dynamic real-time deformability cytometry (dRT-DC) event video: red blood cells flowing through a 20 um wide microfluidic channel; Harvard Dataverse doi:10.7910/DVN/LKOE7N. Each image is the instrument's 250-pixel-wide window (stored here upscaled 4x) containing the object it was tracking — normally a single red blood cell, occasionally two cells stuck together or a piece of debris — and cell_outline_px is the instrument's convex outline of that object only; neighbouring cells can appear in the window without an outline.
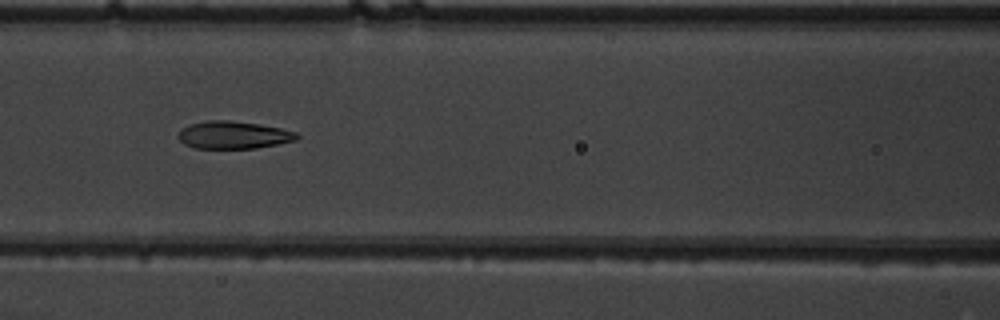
{"species": "common noctule bat (a hibernating species)", "species_latin": "Nyctalus noctula", "temperature_condition": "warm", "stored_images_in_passage": 9, "camera_frame_rate_fps": 3000, "um_per_image_px": 0.085, "animal": {"sex": "male", "body_mass_g": 19.5, "forearm_length_mm": 54.6}, "frame": {"image": 1, "passage_image": 7, "time_ms": 2.0, "image_size_px": [1000, 320], "cell_outline_px": [[300, 136], [296, 140], [256, 148], [192, 148], [184, 144], [176, 136], [180, 128], [188, 124], [208, 120], [228, 120], [260, 124], [280, 128], [296, 132]], "centroid_in_image_um": [19.79, 11.47], "position_along_channel_um": 146.8, "area_um2": 19.19}}
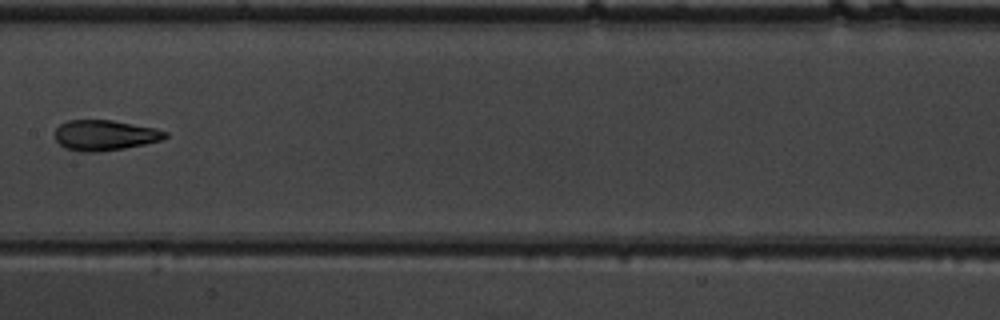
{"frame": {"image": 2, "passage_image": 8, "time_ms": 2.333, "image_size_px": [1000, 320], "cell_outline_px": [[168, 136], [160, 140], [144, 144], [124, 148], [96, 152], [80, 152], [64, 148], [56, 140], [56, 128], [60, 124], [68, 120], [112, 120], [156, 128], [168, 132]], "centroid_in_image_um": [8.9, 11.49], "position_along_channel_um": 198.5, "area_um2": 19.54}}
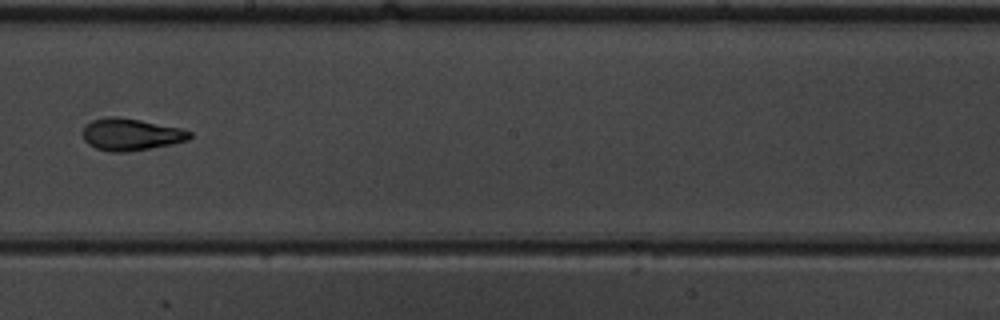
{"frame": {"image": 3, "passage_image": 9, "time_ms": 2.667, "image_size_px": [1000, 320], "cell_outline_px": [[192, 136], [188, 140], [172, 144], [128, 152], [108, 152], [96, 148], [88, 144], [84, 140], [84, 128], [92, 120], [108, 116], [116, 116], [140, 120], [180, 128], [192, 132]], "centroid_in_image_um": [11.13, 11.43], "position_along_channel_um": 237.1, "area_um2": 19.88}}